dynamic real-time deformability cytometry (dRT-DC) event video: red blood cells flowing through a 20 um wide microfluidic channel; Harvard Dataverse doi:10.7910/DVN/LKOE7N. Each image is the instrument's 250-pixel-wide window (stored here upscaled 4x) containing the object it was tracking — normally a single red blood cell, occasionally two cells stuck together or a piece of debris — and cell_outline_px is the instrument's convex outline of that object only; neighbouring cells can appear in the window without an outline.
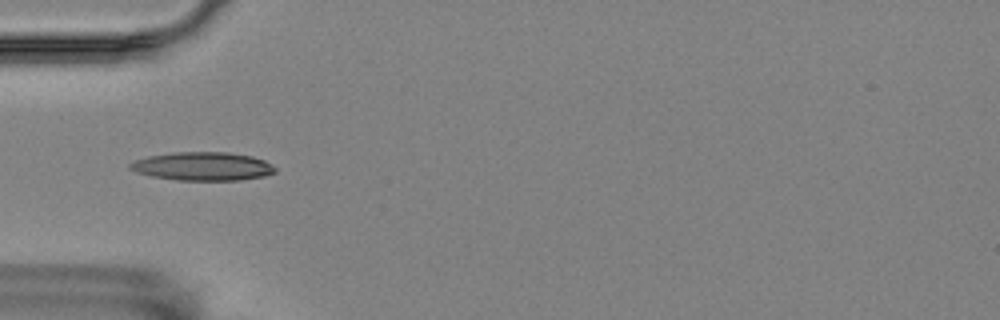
{"species": "Egyptian fruit bat (a non-hibernating species)", "species_latin": "Rousettus aegyptiacus", "temperature_condition": "room temperature", "stored_images_in_passage": 10, "camera_frame_rate_fps": 3000, "um_per_image_px": 0.085, "animal": {"sex": "female"}, "frame": {"image": 1, "passage_image": 5, "time_ms": 1.333, "image_size_px": [1000, 320], "cell_outline_px": [[276, 172], [264, 176], [240, 180], [176, 180], [152, 176], [136, 172], [128, 168], [128, 164], [136, 160], [148, 156], [172, 152], [228, 152], [252, 156], [264, 160], [272, 164], [276, 168]], "centroid_in_image_um": [17.23, 14.13], "position_along_channel_um": 67.8, "area_um2": 24.16}}
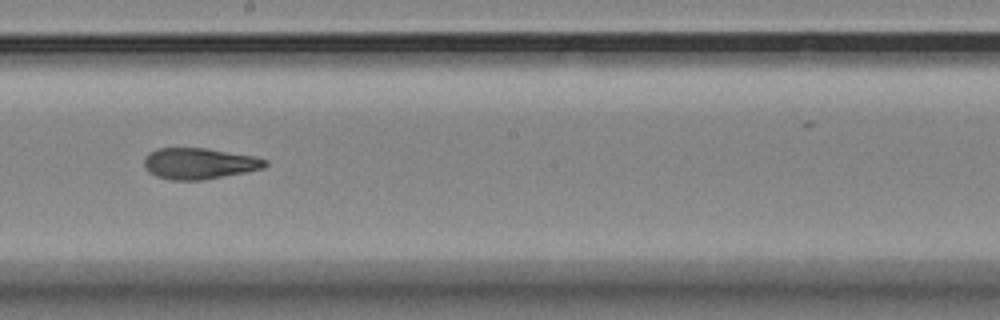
{"frame": {"image": 2, "passage_image": 9, "time_ms": 2.667, "image_size_px": [1000, 320], "cell_outline_px": [[268, 164], [264, 168], [244, 172], [200, 180], [172, 180], [156, 176], [148, 172], [144, 168], [144, 156], [148, 152], [156, 148], [208, 148], [252, 156], [268, 160]], "centroid_in_image_um": [16.88, 13.89], "position_along_channel_um": 231.3, "area_um2": 21.96}}
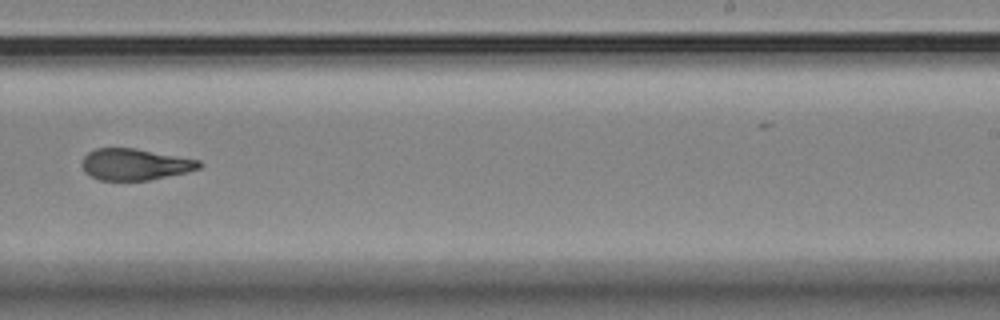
{"frame": {"image": 3, "passage_image": 10, "time_ms": 3.0, "image_size_px": [1000, 320], "cell_outline_px": [[204, 164], [200, 168], [188, 172], [148, 180], [100, 180], [84, 172], [84, 156], [88, 152], [96, 148], [136, 148], [200, 160]], "centroid_in_image_um": [11.52, 13.96], "position_along_channel_um": 277.5, "area_um2": 21.39}}